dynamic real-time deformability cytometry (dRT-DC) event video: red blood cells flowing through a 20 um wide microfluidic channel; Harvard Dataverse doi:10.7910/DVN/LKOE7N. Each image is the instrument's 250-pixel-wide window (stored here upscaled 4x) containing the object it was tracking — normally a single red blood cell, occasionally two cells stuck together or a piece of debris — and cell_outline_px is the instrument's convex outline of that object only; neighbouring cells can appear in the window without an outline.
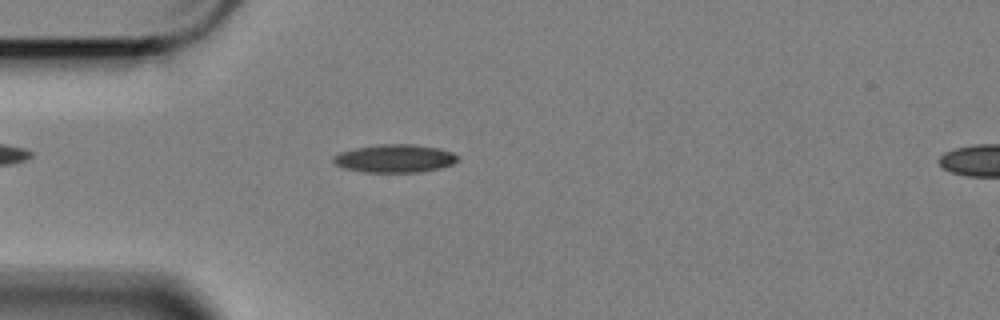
{"species": "Egyptian fruit bat (a non-hibernating species)", "species_latin": "Rousettus aegyptiacus", "temperature_condition": "cold", "stored_images_in_passage": 57, "camera_frame_rate_fps": 3000, "um_per_image_px": 0.085, "animal": {"sex": "female"}, "frame": {"image": 1, "passage_image": 15, "time_ms": 4.667, "image_size_px": [1000, 320], "cell_outline_px": [[460, 160], [452, 164], [440, 168], [420, 172], [364, 172], [344, 168], [336, 164], [332, 160], [332, 156], [340, 152], [356, 148], [380, 144], [412, 144], [436, 148], [452, 152]], "centroid_in_image_um": [33.54, 13.47], "position_along_channel_um": 51.5, "area_um2": 20.23}}
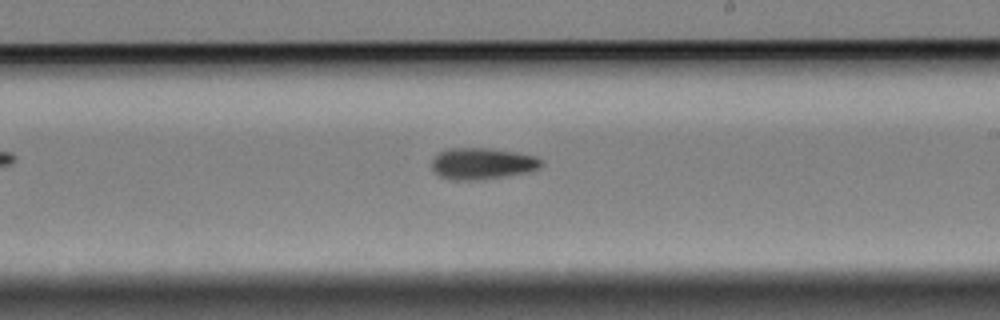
{"frame": {"image": 2, "passage_image": 33, "time_ms": 10.667, "image_size_px": [1000, 320], "cell_outline_px": [[544, 164], [528, 172], [480, 180], [448, 180], [440, 176], [432, 168], [432, 160], [440, 152], [448, 148], [492, 148], [516, 152], [536, 156]], "centroid_in_image_um": [40.98, 13.9], "position_along_channel_um": 248.0, "area_um2": 20.06}}
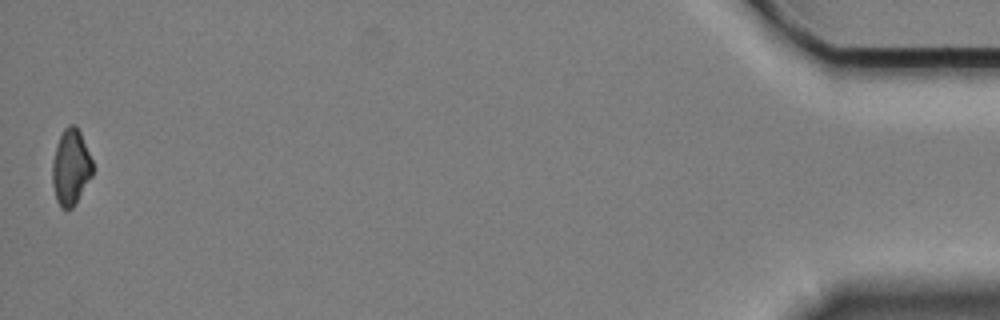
{"frame": {"image": 3, "passage_image": 57, "time_ms": 18.667, "image_size_px": [1000, 320], "cell_outline_px": [[92, 176], [72, 208], [60, 208], [56, 200], [52, 184], [52, 164], [56, 144], [64, 128], [68, 124], [76, 124], [80, 132], [92, 160]], "centroid_in_image_um": [6.0, 14.2], "position_along_channel_um": 429.2, "area_um2": 17.74}, "authors_computed_cell_mechanics": {"area_um2": 19.1318, "velocity_mm_per_s": 3.4141, "shape_relaxation_time_tau1_ms": 8.1147, "shape_relaxation_time_tau2_ms": null, "deformation_change_tau1": 0.1686, "deformation_change_tau2": null}}